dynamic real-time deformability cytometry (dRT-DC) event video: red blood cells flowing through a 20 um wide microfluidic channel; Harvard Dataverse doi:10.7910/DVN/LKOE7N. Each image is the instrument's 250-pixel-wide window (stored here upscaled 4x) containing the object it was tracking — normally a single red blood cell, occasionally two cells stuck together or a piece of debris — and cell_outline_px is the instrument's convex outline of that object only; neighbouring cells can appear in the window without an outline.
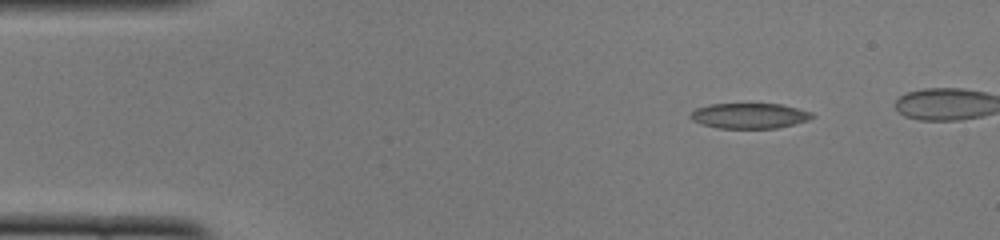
{"species": "common noctule bat (a hibernating species)", "species_latin": "Nyctalus noctula", "temperature_condition": "cold", "stored_images_in_passage": 39, "segment_of_instrument_passage": [1, 2], "camera_frame_rate_fps": 3000, "um_per_image_px": 0.085, "animal": {"sex": "female", "body_mass_g": 22.0, "forearm_length_mm": 56.7}, "frame": {"image": 1, "passage_image": 1, "time_ms": 0.0, "image_size_px": [1000, 240], "cell_outline_px": [[816, 116], [808, 120], [776, 128], [720, 128], [700, 124], [692, 120], [688, 116], [696, 108], [708, 104], [780, 104], [812, 112]], "centroid_in_image_um": [63.67, 9.84], "position_along_channel_um": 21.3, "area_um2": 17.92}}
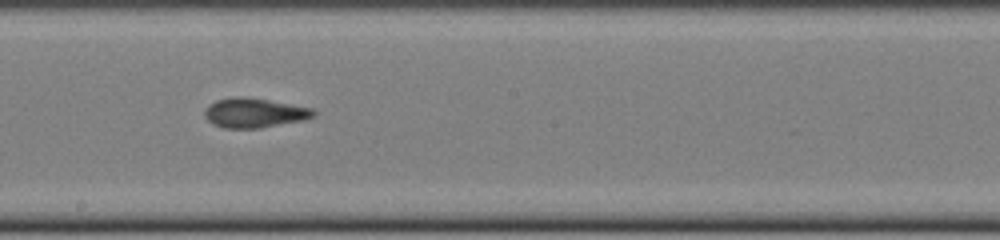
{"frame": {"image": 2, "passage_image": 22, "time_ms": 7.0, "image_size_px": [1000, 240], "cell_outline_px": [[316, 112], [312, 116], [300, 120], [260, 128], [224, 128], [208, 120], [204, 116], [204, 108], [208, 104], [216, 100], [236, 96], [244, 96], [268, 100], [312, 108]], "centroid_in_image_um": [21.55, 9.58], "position_along_channel_um": 226.7, "area_um2": 18.5}}
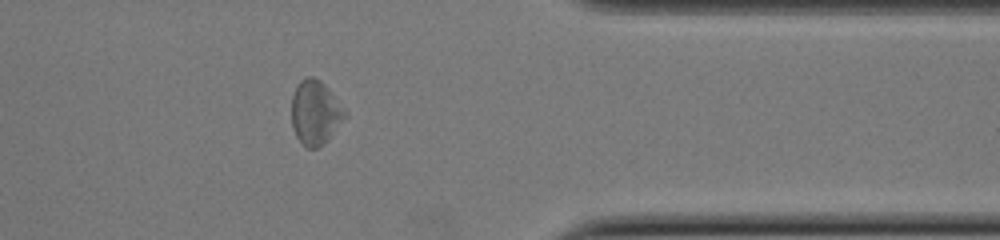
{"frame": {"image": 3, "passage_image": 35, "time_ms": 11.333, "image_size_px": [1000, 240], "cell_outline_px": [[348, 116], [324, 144], [316, 148], [308, 148], [296, 136], [292, 124], [292, 96], [296, 84], [300, 80], [308, 76], [312, 76], [320, 80], [324, 84], [348, 112]], "centroid_in_image_um": [26.82, 9.55], "position_along_channel_um": 384.6, "area_um2": 20.06}}